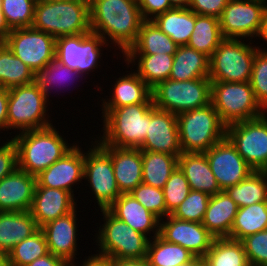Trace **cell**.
<instances>
[{
    "instance_id": "9f6ffc18",
    "label": "cell",
    "mask_w": 267,
    "mask_h": 266,
    "mask_svg": "<svg viewBox=\"0 0 267 266\" xmlns=\"http://www.w3.org/2000/svg\"><path fill=\"white\" fill-rule=\"evenodd\" d=\"M11 31L2 12L0 0V42H3Z\"/></svg>"
},
{
    "instance_id": "7dc6e473",
    "label": "cell",
    "mask_w": 267,
    "mask_h": 266,
    "mask_svg": "<svg viewBox=\"0 0 267 266\" xmlns=\"http://www.w3.org/2000/svg\"><path fill=\"white\" fill-rule=\"evenodd\" d=\"M250 266H267V229L241 240Z\"/></svg>"
},
{
    "instance_id": "836d02e7",
    "label": "cell",
    "mask_w": 267,
    "mask_h": 266,
    "mask_svg": "<svg viewBox=\"0 0 267 266\" xmlns=\"http://www.w3.org/2000/svg\"><path fill=\"white\" fill-rule=\"evenodd\" d=\"M178 166V156L142 151V183L162 189Z\"/></svg>"
},
{
    "instance_id": "30bf717a",
    "label": "cell",
    "mask_w": 267,
    "mask_h": 266,
    "mask_svg": "<svg viewBox=\"0 0 267 266\" xmlns=\"http://www.w3.org/2000/svg\"><path fill=\"white\" fill-rule=\"evenodd\" d=\"M153 105L175 115L210 104L211 80L188 81L167 79L151 89Z\"/></svg>"
},
{
    "instance_id": "d4e9b609",
    "label": "cell",
    "mask_w": 267,
    "mask_h": 266,
    "mask_svg": "<svg viewBox=\"0 0 267 266\" xmlns=\"http://www.w3.org/2000/svg\"><path fill=\"white\" fill-rule=\"evenodd\" d=\"M178 167L185 175L191 190L210 196L221 192L205 153H182L178 157Z\"/></svg>"
},
{
    "instance_id": "ee69618b",
    "label": "cell",
    "mask_w": 267,
    "mask_h": 266,
    "mask_svg": "<svg viewBox=\"0 0 267 266\" xmlns=\"http://www.w3.org/2000/svg\"><path fill=\"white\" fill-rule=\"evenodd\" d=\"M147 210L156 215L160 221L170 215L166 209L163 189L141 183L130 193Z\"/></svg>"
},
{
    "instance_id": "bcb514c9",
    "label": "cell",
    "mask_w": 267,
    "mask_h": 266,
    "mask_svg": "<svg viewBox=\"0 0 267 266\" xmlns=\"http://www.w3.org/2000/svg\"><path fill=\"white\" fill-rule=\"evenodd\" d=\"M250 85L256 101L267 112V52L255 53Z\"/></svg>"
},
{
    "instance_id": "44dd1931",
    "label": "cell",
    "mask_w": 267,
    "mask_h": 266,
    "mask_svg": "<svg viewBox=\"0 0 267 266\" xmlns=\"http://www.w3.org/2000/svg\"><path fill=\"white\" fill-rule=\"evenodd\" d=\"M36 177L18 167L0 180V212L30 211Z\"/></svg>"
},
{
    "instance_id": "2e32d148",
    "label": "cell",
    "mask_w": 267,
    "mask_h": 266,
    "mask_svg": "<svg viewBox=\"0 0 267 266\" xmlns=\"http://www.w3.org/2000/svg\"><path fill=\"white\" fill-rule=\"evenodd\" d=\"M204 153L221 191L237 185L254 171L227 137Z\"/></svg>"
},
{
    "instance_id": "db71d44e",
    "label": "cell",
    "mask_w": 267,
    "mask_h": 266,
    "mask_svg": "<svg viewBox=\"0 0 267 266\" xmlns=\"http://www.w3.org/2000/svg\"><path fill=\"white\" fill-rule=\"evenodd\" d=\"M82 263L81 265H77V263L72 262L69 266H110V259L98 254H92L88 258L86 257Z\"/></svg>"
},
{
    "instance_id": "7a4b0ae2",
    "label": "cell",
    "mask_w": 267,
    "mask_h": 266,
    "mask_svg": "<svg viewBox=\"0 0 267 266\" xmlns=\"http://www.w3.org/2000/svg\"><path fill=\"white\" fill-rule=\"evenodd\" d=\"M153 103H137L120 108H102L103 136L99 145L118 148H139L147 135Z\"/></svg>"
},
{
    "instance_id": "680465c9",
    "label": "cell",
    "mask_w": 267,
    "mask_h": 266,
    "mask_svg": "<svg viewBox=\"0 0 267 266\" xmlns=\"http://www.w3.org/2000/svg\"><path fill=\"white\" fill-rule=\"evenodd\" d=\"M173 8H189L190 0H169Z\"/></svg>"
},
{
    "instance_id": "5bb4252c",
    "label": "cell",
    "mask_w": 267,
    "mask_h": 266,
    "mask_svg": "<svg viewBox=\"0 0 267 266\" xmlns=\"http://www.w3.org/2000/svg\"><path fill=\"white\" fill-rule=\"evenodd\" d=\"M3 42L35 74L55 58L56 39L32 27L13 29Z\"/></svg>"
},
{
    "instance_id": "8992f818",
    "label": "cell",
    "mask_w": 267,
    "mask_h": 266,
    "mask_svg": "<svg viewBox=\"0 0 267 266\" xmlns=\"http://www.w3.org/2000/svg\"><path fill=\"white\" fill-rule=\"evenodd\" d=\"M100 212L104 224L99 226L95 236L97 254L109 259L146 258L150 238L117 219L107 209H100Z\"/></svg>"
},
{
    "instance_id": "f1b7e54d",
    "label": "cell",
    "mask_w": 267,
    "mask_h": 266,
    "mask_svg": "<svg viewBox=\"0 0 267 266\" xmlns=\"http://www.w3.org/2000/svg\"><path fill=\"white\" fill-rule=\"evenodd\" d=\"M123 56L129 67L130 63L133 65L138 62L135 72L151 89L160 82L169 79L174 54H124Z\"/></svg>"
},
{
    "instance_id": "ab89813d",
    "label": "cell",
    "mask_w": 267,
    "mask_h": 266,
    "mask_svg": "<svg viewBox=\"0 0 267 266\" xmlns=\"http://www.w3.org/2000/svg\"><path fill=\"white\" fill-rule=\"evenodd\" d=\"M80 76L81 75L77 71L72 70L71 68L54 58L51 62H48L46 64L43 70L36 73L35 82L38 84L43 93L46 94V97L49 98V95H51V89H53L54 87H56V91L58 87L64 89V87H68V85L73 83L78 78H82V76ZM61 85H63V88L61 87Z\"/></svg>"
},
{
    "instance_id": "60d3db41",
    "label": "cell",
    "mask_w": 267,
    "mask_h": 266,
    "mask_svg": "<svg viewBox=\"0 0 267 266\" xmlns=\"http://www.w3.org/2000/svg\"><path fill=\"white\" fill-rule=\"evenodd\" d=\"M48 253L46 237L39 229L32 236L15 245L8 253L9 266H27Z\"/></svg>"
},
{
    "instance_id": "d6986e66",
    "label": "cell",
    "mask_w": 267,
    "mask_h": 266,
    "mask_svg": "<svg viewBox=\"0 0 267 266\" xmlns=\"http://www.w3.org/2000/svg\"><path fill=\"white\" fill-rule=\"evenodd\" d=\"M141 151L160 152L180 156L182 154L177 115L154 107L150 111V123Z\"/></svg>"
},
{
    "instance_id": "4fadbf2b",
    "label": "cell",
    "mask_w": 267,
    "mask_h": 266,
    "mask_svg": "<svg viewBox=\"0 0 267 266\" xmlns=\"http://www.w3.org/2000/svg\"><path fill=\"white\" fill-rule=\"evenodd\" d=\"M94 142V143H92ZM84 152V175L100 209H107L122 193L120 192L110 155L96 142L91 141ZM93 146V147H92Z\"/></svg>"
},
{
    "instance_id": "cb8c5ba5",
    "label": "cell",
    "mask_w": 267,
    "mask_h": 266,
    "mask_svg": "<svg viewBox=\"0 0 267 266\" xmlns=\"http://www.w3.org/2000/svg\"><path fill=\"white\" fill-rule=\"evenodd\" d=\"M111 157L114 176L121 193H130L142 183V151L100 145Z\"/></svg>"
},
{
    "instance_id": "74e56055",
    "label": "cell",
    "mask_w": 267,
    "mask_h": 266,
    "mask_svg": "<svg viewBox=\"0 0 267 266\" xmlns=\"http://www.w3.org/2000/svg\"><path fill=\"white\" fill-rule=\"evenodd\" d=\"M35 75L4 42H0V87L10 89L33 83Z\"/></svg>"
},
{
    "instance_id": "816d5d0a",
    "label": "cell",
    "mask_w": 267,
    "mask_h": 266,
    "mask_svg": "<svg viewBox=\"0 0 267 266\" xmlns=\"http://www.w3.org/2000/svg\"><path fill=\"white\" fill-rule=\"evenodd\" d=\"M27 266H69V264L63 258L49 252L45 256L37 258Z\"/></svg>"
},
{
    "instance_id": "3957f363",
    "label": "cell",
    "mask_w": 267,
    "mask_h": 266,
    "mask_svg": "<svg viewBox=\"0 0 267 266\" xmlns=\"http://www.w3.org/2000/svg\"><path fill=\"white\" fill-rule=\"evenodd\" d=\"M54 125L16 133L12 138L17 147L18 168L32 176L39 175L74 145H69Z\"/></svg>"
},
{
    "instance_id": "ba28073f",
    "label": "cell",
    "mask_w": 267,
    "mask_h": 266,
    "mask_svg": "<svg viewBox=\"0 0 267 266\" xmlns=\"http://www.w3.org/2000/svg\"><path fill=\"white\" fill-rule=\"evenodd\" d=\"M210 103L226 126L266 112L256 101L250 82L211 81Z\"/></svg>"
},
{
    "instance_id": "ac0fdd59",
    "label": "cell",
    "mask_w": 267,
    "mask_h": 266,
    "mask_svg": "<svg viewBox=\"0 0 267 266\" xmlns=\"http://www.w3.org/2000/svg\"><path fill=\"white\" fill-rule=\"evenodd\" d=\"M83 175L84 151L75 143L65 155L36 176L35 187L66 190L74 196L72 188L81 183Z\"/></svg>"
},
{
    "instance_id": "11a10c76",
    "label": "cell",
    "mask_w": 267,
    "mask_h": 266,
    "mask_svg": "<svg viewBox=\"0 0 267 266\" xmlns=\"http://www.w3.org/2000/svg\"><path fill=\"white\" fill-rule=\"evenodd\" d=\"M110 266H149L144 259H110Z\"/></svg>"
},
{
    "instance_id": "9a60e30c",
    "label": "cell",
    "mask_w": 267,
    "mask_h": 266,
    "mask_svg": "<svg viewBox=\"0 0 267 266\" xmlns=\"http://www.w3.org/2000/svg\"><path fill=\"white\" fill-rule=\"evenodd\" d=\"M266 8L267 0H229L219 18L223 38H257Z\"/></svg>"
},
{
    "instance_id": "8fae6325",
    "label": "cell",
    "mask_w": 267,
    "mask_h": 266,
    "mask_svg": "<svg viewBox=\"0 0 267 266\" xmlns=\"http://www.w3.org/2000/svg\"><path fill=\"white\" fill-rule=\"evenodd\" d=\"M226 137L254 171H267V112L226 126Z\"/></svg>"
},
{
    "instance_id": "83f0119b",
    "label": "cell",
    "mask_w": 267,
    "mask_h": 266,
    "mask_svg": "<svg viewBox=\"0 0 267 266\" xmlns=\"http://www.w3.org/2000/svg\"><path fill=\"white\" fill-rule=\"evenodd\" d=\"M39 229L30 211L0 212V249L9 253Z\"/></svg>"
},
{
    "instance_id": "6125c7cd",
    "label": "cell",
    "mask_w": 267,
    "mask_h": 266,
    "mask_svg": "<svg viewBox=\"0 0 267 266\" xmlns=\"http://www.w3.org/2000/svg\"><path fill=\"white\" fill-rule=\"evenodd\" d=\"M42 1L55 2V1H62V0H42Z\"/></svg>"
},
{
    "instance_id": "91938a15",
    "label": "cell",
    "mask_w": 267,
    "mask_h": 266,
    "mask_svg": "<svg viewBox=\"0 0 267 266\" xmlns=\"http://www.w3.org/2000/svg\"><path fill=\"white\" fill-rule=\"evenodd\" d=\"M0 266H9L8 253L3 249H0Z\"/></svg>"
},
{
    "instance_id": "4dcf8cb0",
    "label": "cell",
    "mask_w": 267,
    "mask_h": 266,
    "mask_svg": "<svg viewBox=\"0 0 267 266\" xmlns=\"http://www.w3.org/2000/svg\"><path fill=\"white\" fill-rule=\"evenodd\" d=\"M196 13L190 8H173L152 21L178 46L187 45L194 30Z\"/></svg>"
},
{
    "instance_id": "f546056e",
    "label": "cell",
    "mask_w": 267,
    "mask_h": 266,
    "mask_svg": "<svg viewBox=\"0 0 267 266\" xmlns=\"http://www.w3.org/2000/svg\"><path fill=\"white\" fill-rule=\"evenodd\" d=\"M208 76V56L187 45L177 47L169 79L188 81L197 78H209Z\"/></svg>"
},
{
    "instance_id": "ffe728a7",
    "label": "cell",
    "mask_w": 267,
    "mask_h": 266,
    "mask_svg": "<svg viewBox=\"0 0 267 266\" xmlns=\"http://www.w3.org/2000/svg\"><path fill=\"white\" fill-rule=\"evenodd\" d=\"M77 206L70 213L50 221L40 229L46 237L48 251L63 258L68 264L74 262L77 255Z\"/></svg>"
},
{
    "instance_id": "277c9868",
    "label": "cell",
    "mask_w": 267,
    "mask_h": 266,
    "mask_svg": "<svg viewBox=\"0 0 267 266\" xmlns=\"http://www.w3.org/2000/svg\"><path fill=\"white\" fill-rule=\"evenodd\" d=\"M32 28L55 39L89 33V0L36 1Z\"/></svg>"
},
{
    "instance_id": "9c48e42d",
    "label": "cell",
    "mask_w": 267,
    "mask_h": 266,
    "mask_svg": "<svg viewBox=\"0 0 267 266\" xmlns=\"http://www.w3.org/2000/svg\"><path fill=\"white\" fill-rule=\"evenodd\" d=\"M242 39L224 38L209 58V79L250 82L257 46Z\"/></svg>"
},
{
    "instance_id": "7c38bea8",
    "label": "cell",
    "mask_w": 267,
    "mask_h": 266,
    "mask_svg": "<svg viewBox=\"0 0 267 266\" xmlns=\"http://www.w3.org/2000/svg\"><path fill=\"white\" fill-rule=\"evenodd\" d=\"M98 34L89 32L56 38L55 58L82 77L98 68L102 47H112ZM85 73V74H84Z\"/></svg>"
},
{
    "instance_id": "d6a6232c",
    "label": "cell",
    "mask_w": 267,
    "mask_h": 266,
    "mask_svg": "<svg viewBox=\"0 0 267 266\" xmlns=\"http://www.w3.org/2000/svg\"><path fill=\"white\" fill-rule=\"evenodd\" d=\"M146 259L149 266L192 265L197 260L186 248L167 242L160 235L150 238Z\"/></svg>"
},
{
    "instance_id": "f6af8a7d",
    "label": "cell",
    "mask_w": 267,
    "mask_h": 266,
    "mask_svg": "<svg viewBox=\"0 0 267 266\" xmlns=\"http://www.w3.org/2000/svg\"><path fill=\"white\" fill-rule=\"evenodd\" d=\"M162 189L166 209L170 214L186 199L191 191L185 175L178 166L171 173Z\"/></svg>"
},
{
    "instance_id": "1f68e13d",
    "label": "cell",
    "mask_w": 267,
    "mask_h": 266,
    "mask_svg": "<svg viewBox=\"0 0 267 266\" xmlns=\"http://www.w3.org/2000/svg\"><path fill=\"white\" fill-rule=\"evenodd\" d=\"M177 47L178 45L152 20H144L136 42L125 54H175Z\"/></svg>"
},
{
    "instance_id": "f35d334b",
    "label": "cell",
    "mask_w": 267,
    "mask_h": 266,
    "mask_svg": "<svg viewBox=\"0 0 267 266\" xmlns=\"http://www.w3.org/2000/svg\"><path fill=\"white\" fill-rule=\"evenodd\" d=\"M225 192L238 208L267 201V171H253L246 179L227 188Z\"/></svg>"
},
{
    "instance_id": "7bdbcfd3",
    "label": "cell",
    "mask_w": 267,
    "mask_h": 266,
    "mask_svg": "<svg viewBox=\"0 0 267 266\" xmlns=\"http://www.w3.org/2000/svg\"><path fill=\"white\" fill-rule=\"evenodd\" d=\"M209 199V194L191 190L186 199L171 215L180 220L201 223L206 212Z\"/></svg>"
},
{
    "instance_id": "8d00e7d4",
    "label": "cell",
    "mask_w": 267,
    "mask_h": 266,
    "mask_svg": "<svg viewBox=\"0 0 267 266\" xmlns=\"http://www.w3.org/2000/svg\"><path fill=\"white\" fill-rule=\"evenodd\" d=\"M202 260L207 266H250L242 242L228 237L214 238Z\"/></svg>"
},
{
    "instance_id": "b9f144b4",
    "label": "cell",
    "mask_w": 267,
    "mask_h": 266,
    "mask_svg": "<svg viewBox=\"0 0 267 266\" xmlns=\"http://www.w3.org/2000/svg\"><path fill=\"white\" fill-rule=\"evenodd\" d=\"M35 0H1V9L11 30L32 27Z\"/></svg>"
},
{
    "instance_id": "7402d4cb",
    "label": "cell",
    "mask_w": 267,
    "mask_h": 266,
    "mask_svg": "<svg viewBox=\"0 0 267 266\" xmlns=\"http://www.w3.org/2000/svg\"><path fill=\"white\" fill-rule=\"evenodd\" d=\"M75 197L66 190L35 187L30 209L39 228L58 217L73 211L77 206Z\"/></svg>"
},
{
    "instance_id": "f907efd6",
    "label": "cell",
    "mask_w": 267,
    "mask_h": 266,
    "mask_svg": "<svg viewBox=\"0 0 267 266\" xmlns=\"http://www.w3.org/2000/svg\"><path fill=\"white\" fill-rule=\"evenodd\" d=\"M144 20H153L156 16L173 9L169 0H137Z\"/></svg>"
},
{
    "instance_id": "4316f807",
    "label": "cell",
    "mask_w": 267,
    "mask_h": 266,
    "mask_svg": "<svg viewBox=\"0 0 267 266\" xmlns=\"http://www.w3.org/2000/svg\"><path fill=\"white\" fill-rule=\"evenodd\" d=\"M116 79L111 98L102 99V108H120L137 103H153L151 88L134 71Z\"/></svg>"
},
{
    "instance_id": "484cf974",
    "label": "cell",
    "mask_w": 267,
    "mask_h": 266,
    "mask_svg": "<svg viewBox=\"0 0 267 266\" xmlns=\"http://www.w3.org/2000/svg\"><path fill=\"white\" fill-rule=\"evenodd\" d=\"M238 206L225 191L210 196L202 224L215 237H230Z\"/></svg>"
},
{
    "instance_id": "5b68a950",
    "label": "cell",
    "mask_w": 267,
    "mask_h": 266,
    "mask_svg": "<svg viewBox=\"0 0 267 266\" xmlns=\"http://www.w3.org/2000/svg\"><path fill=\"white\" fill-rule=\"evenodd\" d=\"M177 124L182 153H204L226 137V125L211 103L178 114Z\"/></svg>"
},
{
    "instance_id": "e575fe53",
    "label": "cell",
    "mask_w": 267,
    "mask_h": 266,
    "mask_svg": "<svg viewBox=\"0 0 267 266\" xmlns=\"http://www.w3.org/2000/svg\"><path fill=\"white\" fill-rule=\"evenodd\" d=\"M267 229V201L238 208L230 232V239L243 238Z\"/></svg>"
},
{
    "instance_id": "e0dca14e",
    "label": "cell",
    "mask_w": 267,
    "mask_h": 266,
    "mask_svg": "<svg viewBox=\"0 0 267 266\" xmlns=\"http://www.w3.org/2000/svg\"><path fill=\"white\" fill-rule=\"evenodd\" d=\"M160 221L159 235L167 242L179 244L202 259L210 250L214 236L202 223L180 220L171 214Z\"/></svg>"
},
{
    "instance_id": "d590c367",
    "label": "cell",
    "mask_w": 267,
    "mask_h": 266,
    "mask_svg": "<svg viewBox=\"0 0 267 266\" xmlns=\"http://www.w3.org/2000/svg\"><path fill=\"white\" fill-rule=\"evenodd\" d=\"M223 39L217 17L196 14L194 30L187 44L188 47L210 58Z\"/></svg>"
},
{
    "instance_id": "6da1fadb",
    "label": "cell",
    "mask_w": 267,
    "mask_h": 266,
    "mask_svg": "<svg viewBox=\"0 0 267 266\" xmlns=\"http://www.w3.org/2000/svg\"><path fill=\"white\" fill-rule=\"evenodd\" d=\"M89 12L91 32L123 55L136 42L144 21L137 0H89Z\"/></svg>"
},
{
    "instance_id": "52a82bcc",
    "label": "cell",
    "mask_w": 267,
    "mask_h": 266,
    "mask_svg": "<svg viewBox=\"0 0 267 266\" xmlns=\"http://www.w3.org/2000/svg\"><path fill=\"white\" fill-rule=\"evenodd\" d=\"M8 92L7 131L13 129L24 132L53 125L46 109L49 99L35 81L12 87Z\"/></svg>"
},
{
    "instance_id": "6f0895ef",
    "label": "cell",
    "mask_w": 267,
    "mask_h": 266,
    "mask_svg": "<svg viewBox=\"0 0 267 266\" xmlns=\"http://www.w3.org/2000/svg\"><path fill=\"white\" fill-rule=\"evenodd\" d=\"M260 39H263V41H265L267 43V8L264 12V15H263V21H262V24H261V28H260V32L258 34V36ZM259 50L261 51H264V52H267V49L264 47L260 48V46L258 45L257 46Z\"/></svg>"
},
{
    "instance_id": "f5cc1de1",
    "label": "cell",
    "mask_w": 267,
    "mask_h": 266,
    "mask_svg": "<svg viewBox=\"0 0 267 266\" xmlns=\"http://www.w3.org/2000/svg\"><path fill=\"white\" fill-rule=\"evenodd\" d=\"M8 89L0 87V131L7 130Z\"/></svg>"
},
{
    "instance_id": "c3c4849f",
    "label": "cell",
    "mask_w": 267,
    "mask_h": 266,
    "mask_svg": "<svg viewBox=\"0 0 267 266\" xmlns=\"http://www.w3.org/2000/svg\"><path fill=\"white\" fill-rule=\"evenodd\" d=\"M3 144V145H2ZM0 146V180L11 174L18 167L17 147L10 138Z\"/></svg>"
},
{
    "instance_id": "681fc988",
    "label": "cell",
    "mask_w": 267,
    "mask_h": 266,
    "mask_svg": "<svg viewBox=\"0 0 267 266\" xmlns=\"http://www.w3.org/2000/svg\"><path fill=\"white\" fill-rule=\"evenodd\" d=\"M229 0H190L189 8L196 14L217 17L222 15Z\"/></svg>"
},
{
    "instance_id": "94428289",
    "label": "cell",
    "mask_w": 267,
    "mask_h": 266,
    "mask_svg": "<svg viewBox=\"0 0 267 266\" xmlns=\"http://www.w3.org/2000/svg\"><path fill=\"white\" fill-rule=\"evenodd\" d=\"M190 266H207L202 259H197L192 265Z\"/></svg>"
},
{
    "instance_id": "603a6c76",
    "label": "cell",
    "mask_w": 267,
    "mask_h": 266,
    "mask_svg": "<svg viewBox=\"0 0 267 266\" xmlns=\"http://www.w3.org/2000/svg\"><path fill=\"white\" fill-rule=\"evenodd\" d=\"M107 210L117 219L145 236H150L153 232V236H150L151 239L159 235L160 219L129 193H122Z\"/></svg>"
}]
</instances>
